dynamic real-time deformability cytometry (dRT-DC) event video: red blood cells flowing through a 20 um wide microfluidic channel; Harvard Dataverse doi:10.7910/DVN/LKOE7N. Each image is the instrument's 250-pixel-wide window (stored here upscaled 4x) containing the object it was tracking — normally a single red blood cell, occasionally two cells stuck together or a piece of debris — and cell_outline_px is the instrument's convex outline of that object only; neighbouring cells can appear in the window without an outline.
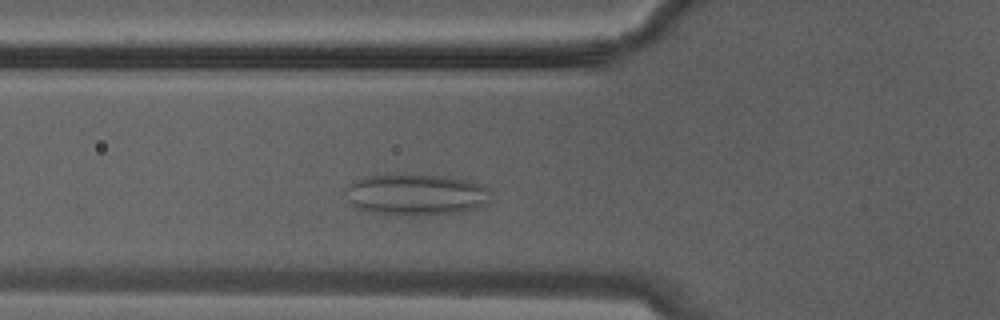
{"species": "Egyptian fruit bat (a non-hibernating species)", "species_latin": "Rousettus aegyptiacus", "temperature_condition": "warm", "stored_images_in_passage": 9, "camera_frame_rate_fps": 3000, "um_per_image_px": 0.085, "animal": {"sex": "male"}, "frame": {"image": 1, "passage_image": 3, "time_ms": 0.667, "image_size_px": [1000, 320], "cell_outline_px": [[492, 200], [488, 204], [480, 208], [460, 212], [424, 216], [396, 216], [372, 212], [356, 208], [348, 200], [344, 192], [344, 188], [356, 180], [364, 176], [388, 172], [448, 176], [468, 180], [484, 184], [488, 188]], "centroid_in_image_um": [35.37, 16.53], "position_along_channel_um": 90.4, "area_um2": 36.7}}